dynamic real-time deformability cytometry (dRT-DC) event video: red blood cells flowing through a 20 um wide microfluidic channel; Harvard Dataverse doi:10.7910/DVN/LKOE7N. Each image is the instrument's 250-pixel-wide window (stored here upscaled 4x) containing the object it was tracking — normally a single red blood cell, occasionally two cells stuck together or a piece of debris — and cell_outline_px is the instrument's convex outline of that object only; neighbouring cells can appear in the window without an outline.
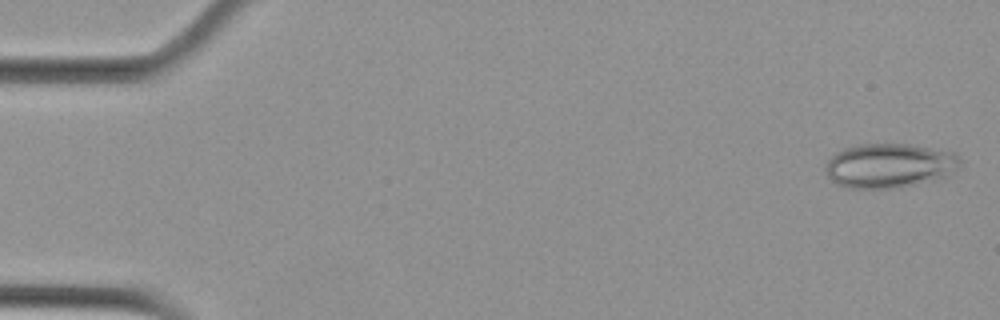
{"species": "Egyptian fruit bat (a non-hibernating species)", "species_latin": "Rousettus aegyptiacus", "temperature_condition": "cold", "stored_images_in_passage": 55, "camera_frame_rate_fps": 3000, "um_per_image_px": 0.085, "animal": {"sex": "female"}, "frame": {"image": 1, "passage_image": 2, "time_ms": 0.333, "image_size_px": [1000, 320], "cell_outline_px": [[964, 160], [944, 180], [900, 188], [848, 188], [836, 184], [828, 176], [828, 160], [836, 152], [844, 148], [856, 144], [912, 144], [952, 152]], "centroid_in_image_um": [75.68, 14.09], "position_along_channel_um": 9.3, "area_um2": 35.32}}
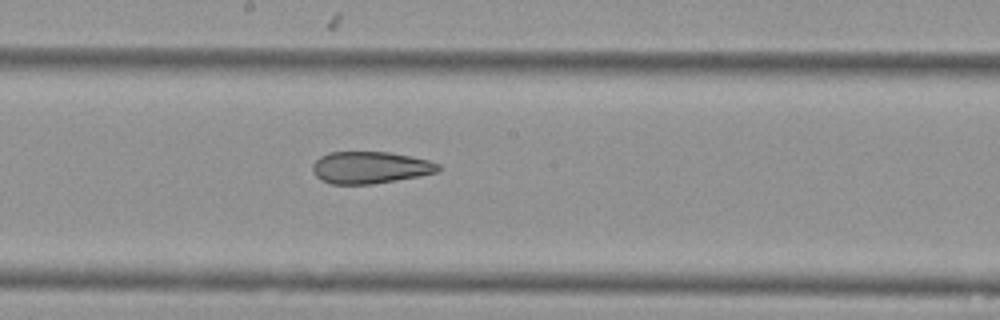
{"frame": {"image": 2, "passage_image": 30, "time_ms": 9.667, "image_size_px": [1000, 320], "cell_outline_px": [[440, 172], [420, 176], [372, 184], [332, 184], [320, 180], [312, 172], [312, 164], [320, 156], [328, 152], [388, 152], [412, 156], [428, 160], [440, 164]], "centroid_in_image_um": [31.46, 14.24], "position_along_channel_um": 216.7, "area_um2": 23.64}}
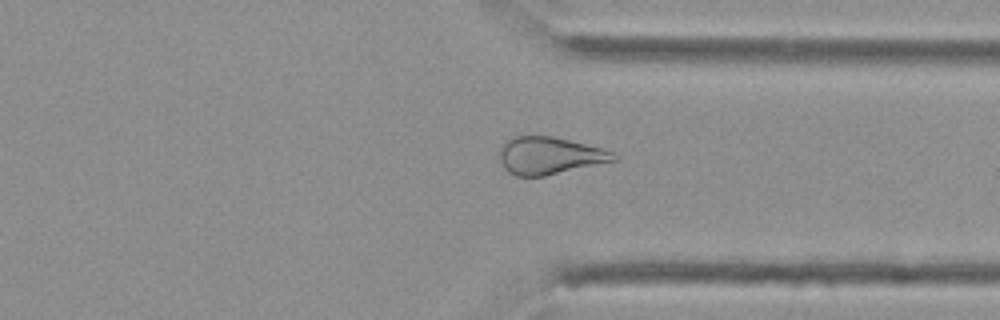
{"frame": {"image": 3, "passage_image": 42, "time_ms": 13.667, "image_size_px": [1000, 320], "cell_outline_px": [[620, 156], [616, 160], [544, 176], [516, 176], [508, 172], [504, 168], [500, 160], [500, 148], [504, 140], [508, 136], [552, 136], [600, 148], [612, 152]], "centroid_in_image_um": [46.65, 13.22], "position_along_channel_um": 364.7, "area_um2": 24.74}, "authors_computed_cell_mechanics": {"area_um2": 28.4376, "velocity_mm_per_s": 3.7001, "shape_relaxation_time_tau1_ms": null, "shape_relaxation_time_tau2_ms": 3.3398, "deformation_change_tau1": null, "deformation_change_tau2": 0.1086}}